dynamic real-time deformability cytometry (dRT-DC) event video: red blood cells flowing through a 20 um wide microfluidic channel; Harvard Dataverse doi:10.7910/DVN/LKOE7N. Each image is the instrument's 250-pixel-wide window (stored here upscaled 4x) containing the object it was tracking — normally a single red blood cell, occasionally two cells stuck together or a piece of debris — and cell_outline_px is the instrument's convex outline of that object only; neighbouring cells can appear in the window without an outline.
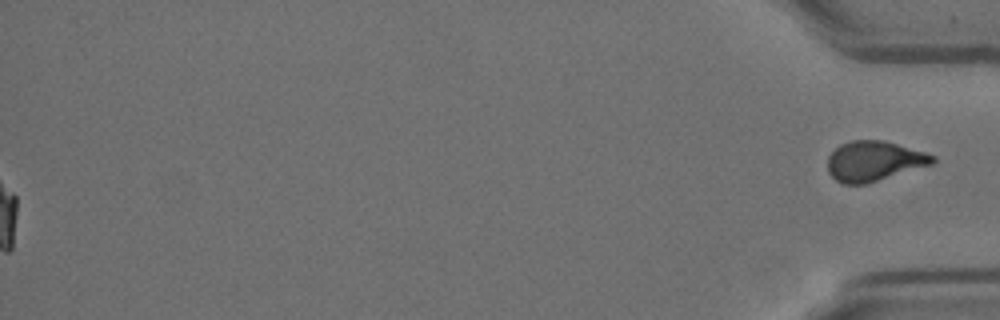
{"species": "Egyptian fruit bat (a non-hibernating species)", "species_latin": "Rousettus aegyptiacus", "temperature_condition": "room temperature", "stored_images_in_passage": 57, "segment_of_instrument_passage": [2, 2], "camera_frame_rate_fps": 3000, "um_per_image_px": 0.085, "animal": {"sex": "female"}, "frame": {"image": 1, "passage_image": 57, "time_ms": 18.667, "image_size_px": [1000, 320], "cell_outline_px": [[936, 160], [932, 164], [864, 184], [844, 184], [836, 180], [828, 172], [828, 156], [840, 144], [852, 140], [884, 140], [924, 152], [936, 156]], "centroid_in_image_um": [74.27, 13.68], "position_along_channel_um": 360.9, "area_um2": 24.22}}